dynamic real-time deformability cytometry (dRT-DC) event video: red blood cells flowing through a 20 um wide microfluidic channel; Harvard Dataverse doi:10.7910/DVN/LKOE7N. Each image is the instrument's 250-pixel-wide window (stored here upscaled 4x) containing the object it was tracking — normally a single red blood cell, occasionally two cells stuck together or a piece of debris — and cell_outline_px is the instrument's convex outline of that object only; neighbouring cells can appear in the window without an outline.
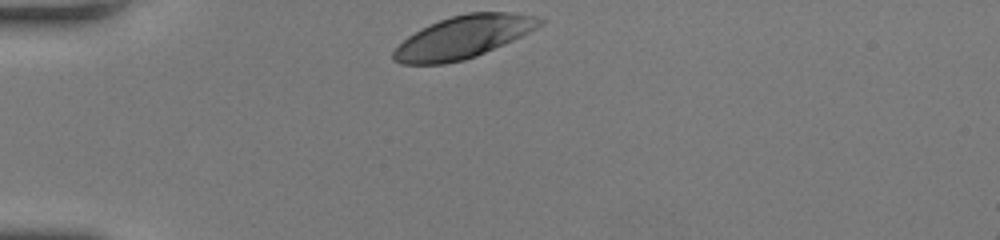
{"species": "human", "species_latin": "Homo sapiens", "temperature_condition": "room temperature", "stored_images_in_passage": 30, "camera_frame_rate_fps": 3000, "um_per_image_px": 0.085, "donor": {"sex": "female"}, "frame": {"image": 1, "passage_image": 1, "time_ms": 0.0, "image_size_px": [1000, 240], "cell_outline_px": [[544, 20], [540, 24], [528, 32], [504, 44], [476, 56], [464, 60], [444, 64], [400, 64], [392, 60], [392, 52], [408, 36], [440, 20], [452, 16], [468, 12], [512, 12], [536, 16]], "centroid_in_image_um": [39.35, 3.16], "position_along_channel_um": 45.6, "area_um2": 35.66}}
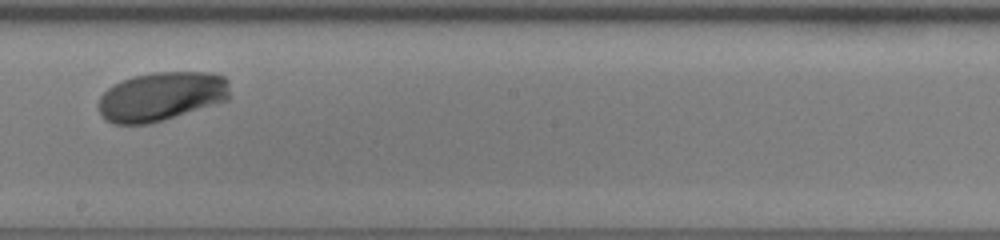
{"frame": {"image": 2, "passage_image": 18, "time_ms": 5.667, "image_size_px": [1000, 240], "cell_outline_px": [[228, 100], [164, 120], [148, 124], [112, 124], [104, 120], [100, 116], [100, 96], [108, 88], [132, 76], [152, 72], [212, 72], [224, 76], [228, 80]], "centroid_in_image_um": [13.71, 8.2], "position_along_channel_um": 234.5, "area_um2": 37.57}}
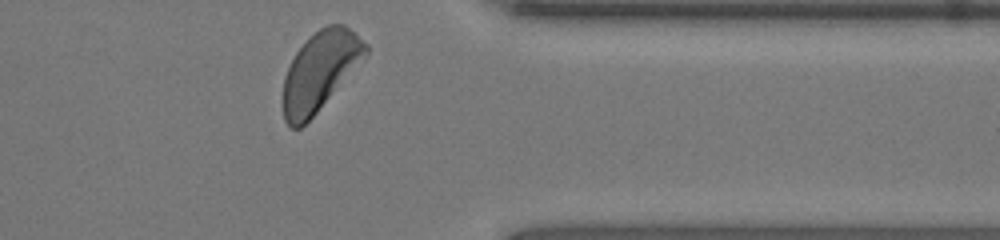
{"frame": {"image": 3, "passage_image": 30, "time_ms": 9.667, "image_size_px": [1000, 240], "cell_outline_px": [[368, 52], [316, 112], [300, 128], [288, 128], [284, 120], [284, 76], [296, 52], [320, 28], [328, 24], [344, 24], [368, 44]], "centroid_in_image_um": [27.18, 6.04], "position_along_channel_um": 384.2, "area_um2": 36.7}, "authors_computed_cell_mechanics": {"area_um2": 37.0787, "velocity_mm_per_s": 3.8983, "shape_relaxation_time_tau1_ms": 1.773, "shape_relaxation_time_tau2_ms": null, "deformation_change_tau1": 0.1389, "deformation_change_tau2": null}}